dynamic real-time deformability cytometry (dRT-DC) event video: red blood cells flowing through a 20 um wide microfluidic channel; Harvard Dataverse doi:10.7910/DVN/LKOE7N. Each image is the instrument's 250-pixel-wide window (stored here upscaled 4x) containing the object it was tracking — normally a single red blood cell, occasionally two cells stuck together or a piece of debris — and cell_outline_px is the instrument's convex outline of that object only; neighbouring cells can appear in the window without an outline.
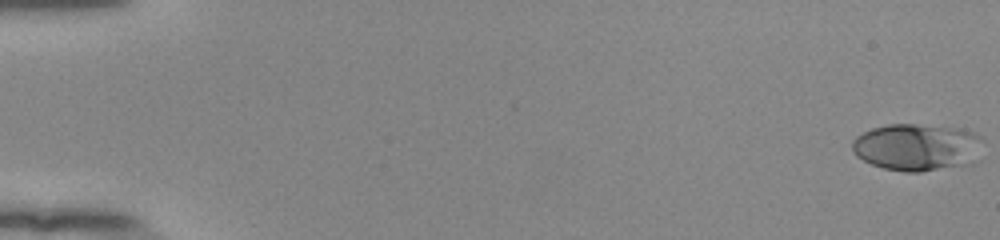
{"species": "human", "species_latin": "Homo sapiens", "temperature_condition": "room temperature", "stored_images_in_passage": 55, "camera_frame_rate_fps": 3000, "um_per_image_px": 0.085, "donor": {"sex": "female"}, "frame": {"image": 1, "passage_image": 1, "time_ms": 0.0, "image_size_px": [1000, 240], "cell_outline_px": [[984, 140], [980, 160], [972, 164], [920, 172], [904, 172], [884, 168], [872, 164], [856, 156], [852, 152], [852, 140], [856, 136], [872, 128], [888, 124], [916, 124], [964, 128], [984, 136]], "centroid_in_image_um": [78.05, 12.51], "position_along_channel_um": 7.0, "area_um2": 36.93}}
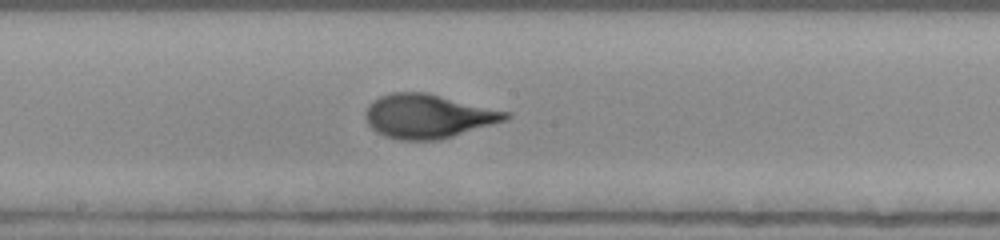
{"frame": {"image": 2, "passage_image": 31, "time_ms": 10.0, "image_size_px": [1000, 240], "cell_outline_px": [[512, 116], [508, 120], [440, 140], [400, 140], [384, 136], [376, 132], [368, 124], [364, 116], [368, 104], [372, 100], [380, 96], [392, 92], [428, 92], [512, 112]], "centroid_in_image_um": [36.42, 9.87], "position_along_channel_um": 211.8, "area_um2": 36.53}}
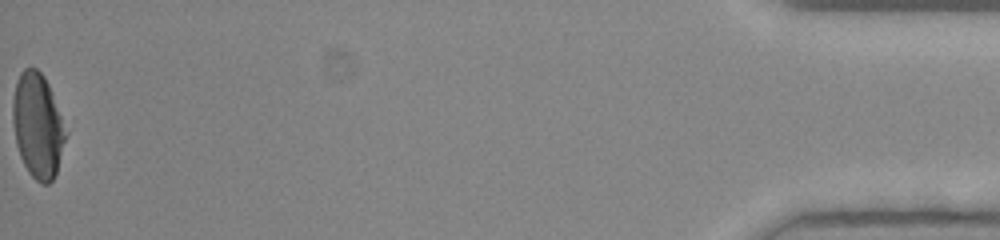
{"frame": {"image": 3, "passage_image": 55, "time_ms": 18.0, "image_size_px": [1000, 240], "cell_outline_px": [[68, 132], [56, 172], [52, 180], [48, 184], [40, 184], [28, 172], [20, 156], [16, 144], [12, 120], [12, 100], [16, 80], [20, 72], [24, 68], [36, 68], [44, 76], [48, 84]], "centroid_in_image_um": [3.19, 10.67], "position_along_channel_um": 432.0, "area_um2": 32.43}, "authors_computed_cell_mechanics": {"area_um2": 34.6222, "velocity_mm_per_s": 3.8974, "shape_relaxation_time_tau1_ms": 4.2945, "shape_relaxation_time_tau2_ms": null, "deformation_change_tau1": 0.1984, "deformation_change_tau2": null}}